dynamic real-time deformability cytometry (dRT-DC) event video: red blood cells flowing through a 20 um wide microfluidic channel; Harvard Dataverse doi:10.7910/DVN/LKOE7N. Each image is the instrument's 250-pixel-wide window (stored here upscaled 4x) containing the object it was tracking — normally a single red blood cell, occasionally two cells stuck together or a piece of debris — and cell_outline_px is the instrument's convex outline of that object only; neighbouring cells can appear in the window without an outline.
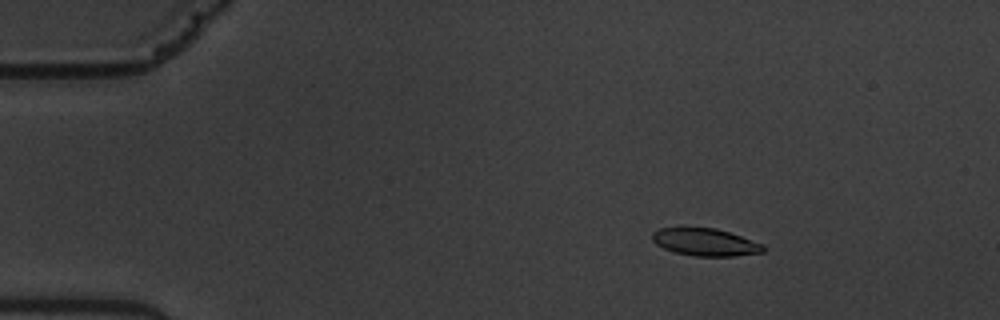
{"species": "common noctule bat (a hibernating species)", "species_latin": "Nyctalus noctula", "temperature_condition": "warm", "stored_images_in_passage": 58, "camera_frame_rate_fps": 3000, "um_per_image_px": 0.085, "animal": {"sex": "male", "body_mass_g": 19.5, "forearm_length_mm": 54.6}, "frame": {"image": 1, "passage_image": 9, "time_ms": 2.667, "image_size_px": [1000, 320], "cell_outline_px": [[764, 252], [732, 256], [692, 256], [676, 252], [664, 248], [656, 244], [652, 240], [652, 232], [660, 228], [680, 224], [716, 228], [764, 244]], "centroid_in_image_um": [59.87, 20.53], "position_along_channel_um": 25.1, "area_um2": 18.38}}
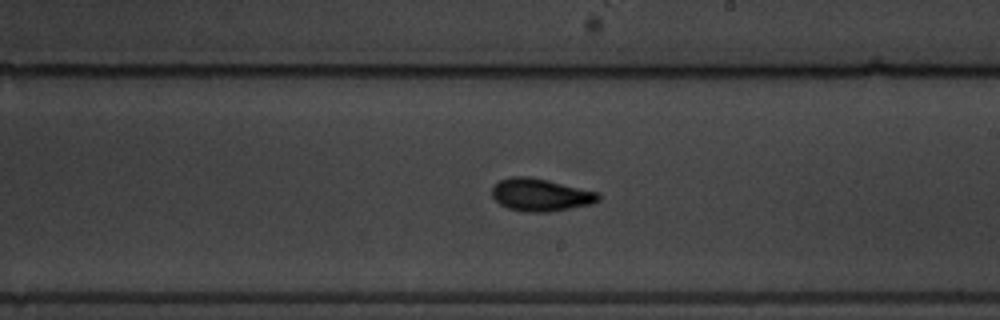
{"frame": {"image": 2, "passage_image": 34, "time_ms": 11.0, "image_size_px": [1000, 320], "cell_outline_px": [[600, 200], [592, 204], [548, 212], [528, 212], [508, 208], [500, 204], [492, 196], [492, 188], [500, 180], [512, 176], [528, 176], [548, 180], [600, 192]], "centroid_in_image_um": [45.98, 16.56], "position_along_channel_um": 243.0, "area_um2": 20.23}}
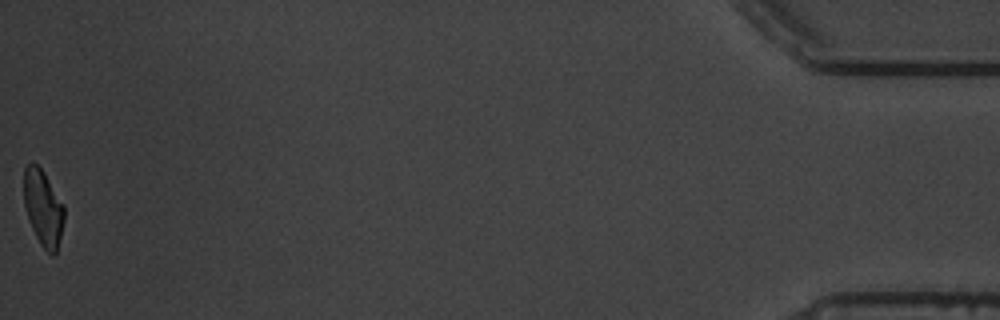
{"frame": {"image": 3, "passage_image": 58, "time_ms": 19.0, "image_size_px": [1000, 320], "cell_outline_px": [[64, 220], [56, 252], [52, 256], [40, 244], [32, 228], [24, 204], [24, 168], [32, 160], [44, 172], [64, 204]], "centroid_in_image_um": [3.67, 17.64], "position_along_channel_um": 431.5, "area_um2": 17.74}, "authors_computed_cell_mechanics": {"area_um2": 19.1029, "velocity_mm_per_s": 3.5322, "shape_relaxation_time_tau1_ms": 3.3353, "shape_relaxation_time_tau2_ms": 2.1958, "deformation_change_tau1": 0.1324, "deformation_change_tau2": 0.0877}}